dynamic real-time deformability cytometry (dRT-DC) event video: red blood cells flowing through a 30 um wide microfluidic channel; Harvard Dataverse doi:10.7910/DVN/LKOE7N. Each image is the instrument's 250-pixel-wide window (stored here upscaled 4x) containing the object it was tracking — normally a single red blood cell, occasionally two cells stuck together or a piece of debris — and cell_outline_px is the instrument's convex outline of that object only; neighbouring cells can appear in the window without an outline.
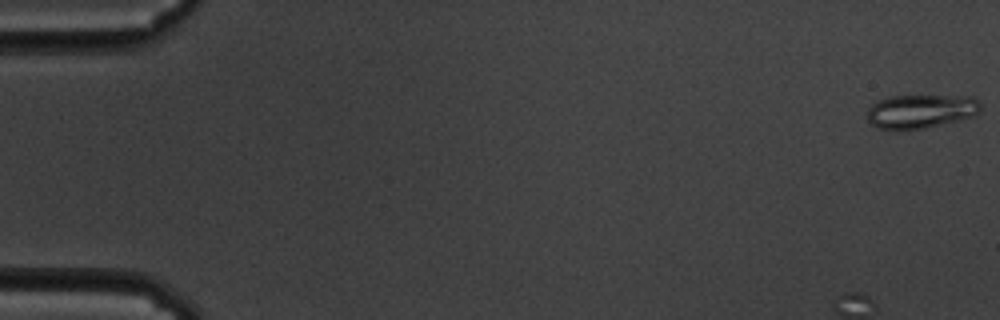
{"species": "common noctule bat (a hibernating species)", "species_latin": "Nyctalus noctula", "temperature_condition": "cold", "stored_images_in_passage": 19, "camera_frame_rate_fps": 3000, "um_per_image_px": 0.085, "animal": {"sex": "male", "body_mass_g": 19.5, "forearm_length_mm": 54.6}, "frame": {"image": 1, "passage_image": 1, "time_ms": 0.0, "image_size_px": [1000, 320], "cell_outline_px": [[980, 112], [972, 116], [924, 128], [876, 128], [868, 120], [868, 108], [872, 104], [888, 96], [972, 96], [980, 104]], "centroid_in_image_um": [78.26, 9.43], "position_along_channel_um": 6.7, "area_um2": 21.79}}
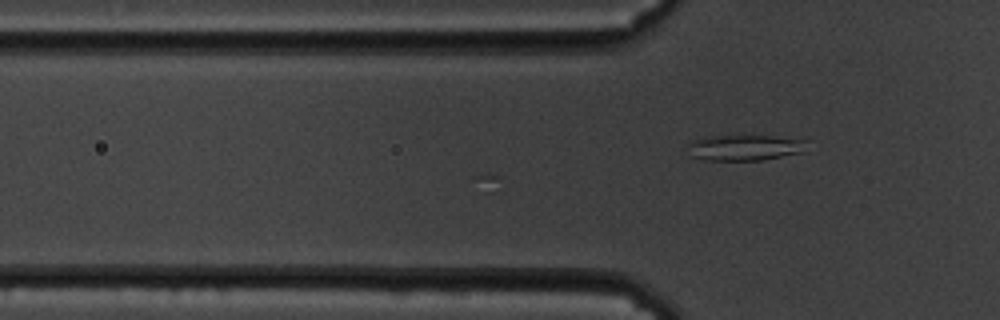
{"frame": {"image": 2, "passage_image": 19, "time_ms": 6.0, "image_size_px": [1000, 320], "cell_outline_px": [[804, 152], [764, 160], [704, 160], [688, 156], [688, 140], [704, 136], [772, 136], [804, 140]], "centroid_in_image_um": [63.18, 12.55], "position_along_channel_um": 62.6, "area_um2": 18.03}}